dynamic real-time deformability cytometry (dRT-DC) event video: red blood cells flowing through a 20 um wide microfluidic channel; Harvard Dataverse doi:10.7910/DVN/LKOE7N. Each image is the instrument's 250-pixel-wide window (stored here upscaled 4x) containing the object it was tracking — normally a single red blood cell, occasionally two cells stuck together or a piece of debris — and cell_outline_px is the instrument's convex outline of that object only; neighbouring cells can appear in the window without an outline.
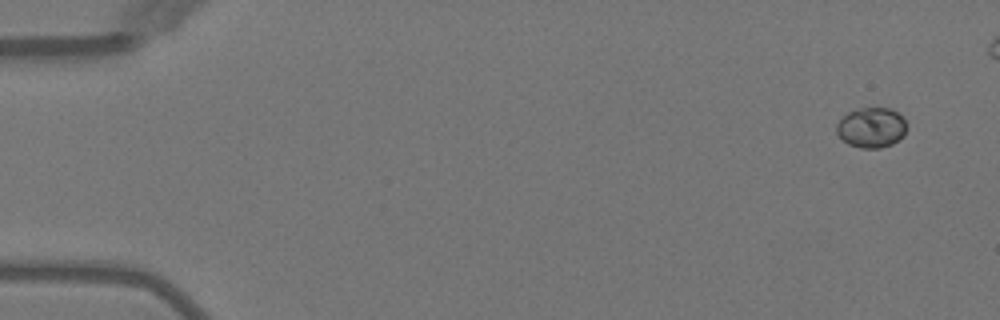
{"species": "Egyptian fruit bat (a non-hibernating species)", "species_latin": "Rousettus aegyptiacus", "temperature_condition": "warm", "stored_images_in_passage": 8, "camera_frame_rate_fps": 3000, "um_per_image_px": 0.085, "animal": {"sex": "female"}, "frame": {"image": 1, "passage_image": 1, "time_ms": 0.0, "image_size_px": [1000, 320], "cell_outline_px": [[908, 128], [904, 136], [892, 144], [880, 148], [860, 148], [848, 144], [836, 132], [836, 124], [848, 112], [856, 108], [892, 108], [904, 120]], "centroid_in_image_um": [74.08, 10.84], "position_along_channel_um": 10.9, "area_um2": 16.47}}
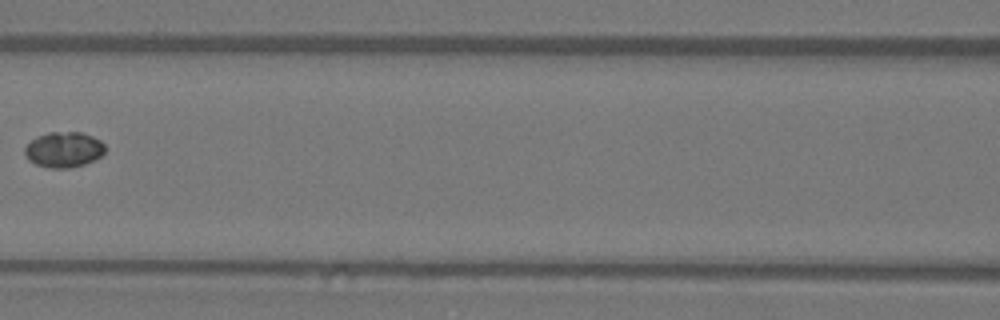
{"frame": {"image": 2, "passage_image": 7, "time_ms": 7.0, "image_size_px": [1000, 320], "cell_outline_px": [[104, 152], [100, 156], [84, 164], [72, 168], [48, 168], [36, 164], [28, 160], [24, 156], [24, 148], [36, 136], [48, 132], [80, 132], [92, 136], [100, 140], [104, 144]], "centroid_in_image_um": [5.39, 12.72], "position_along_channel_um": 161.2, "area_um2": 16.65}}
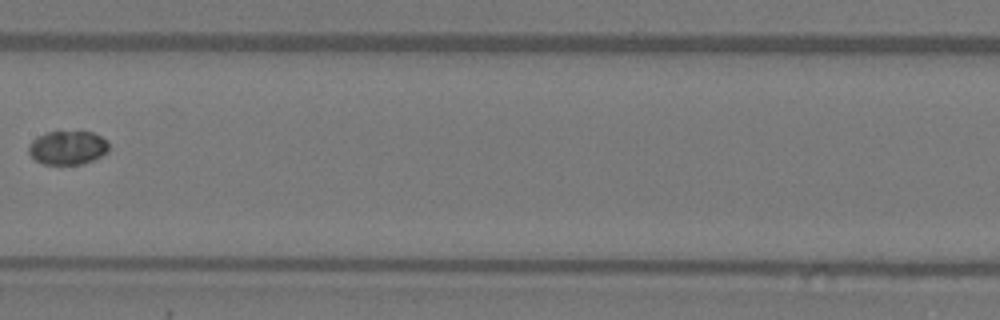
{"frame": {"image": 3, "passage_image": 8, "time_ms": 8.0, "image_size_px": [1000, 320], "cell_outline_px": [[108, 152], [84, 164], [44, 164], [36, 160], [28, 152], [28, 148], [32, 140], [48, 132], [92, 132], [108, 140]], "centroid_in_image_um": [5.77, 12.56], "position_along_channel_um": 201.6, "area_um2": 15.61}}